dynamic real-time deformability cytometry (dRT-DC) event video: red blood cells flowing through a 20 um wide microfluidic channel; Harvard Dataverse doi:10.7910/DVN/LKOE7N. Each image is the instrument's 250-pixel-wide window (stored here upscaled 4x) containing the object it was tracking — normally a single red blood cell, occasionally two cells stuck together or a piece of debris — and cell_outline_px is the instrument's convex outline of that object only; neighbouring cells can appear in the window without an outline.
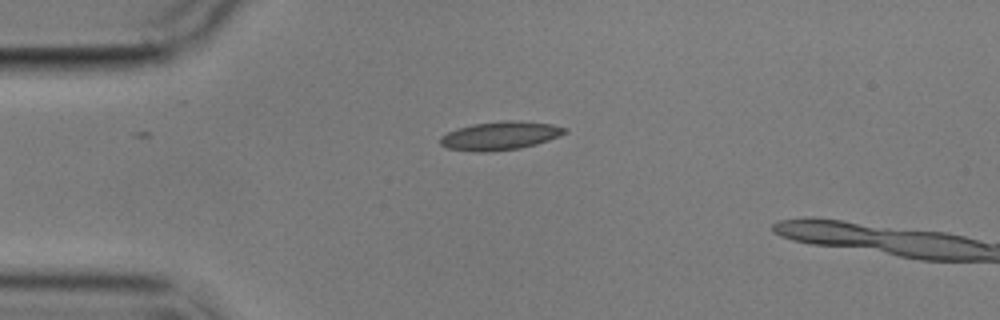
{"species": "common noctule bat (a hibernating species)", "species_latin": "Nyctalus noctula", "temperature_condition": "cold", "stored_images_in_passage": 4, "camera_frame_rate_fps": 3000, "um_per_image_px": 0.085, "animal": {"sex": "male", "body_mass_g": 17.9}, "frame": {"image": 1, "passage_image": 4, "time_ms": 3.667, "image_size_px": [1000, 320], "cell_outline_px": [[568, 132], [560, 136], [536, 144], [520, 148], [488, 152], [476, 152], [448, 148], [440, 144], [440, 136], [448, 132], [472, 124], [504, 120], [512, 120], [552, 124], [568, 128]], "centroid_in_image_um": [42.54, 11.53], "position_along_channel_um": 42.5, "area_um2": 20.63}}